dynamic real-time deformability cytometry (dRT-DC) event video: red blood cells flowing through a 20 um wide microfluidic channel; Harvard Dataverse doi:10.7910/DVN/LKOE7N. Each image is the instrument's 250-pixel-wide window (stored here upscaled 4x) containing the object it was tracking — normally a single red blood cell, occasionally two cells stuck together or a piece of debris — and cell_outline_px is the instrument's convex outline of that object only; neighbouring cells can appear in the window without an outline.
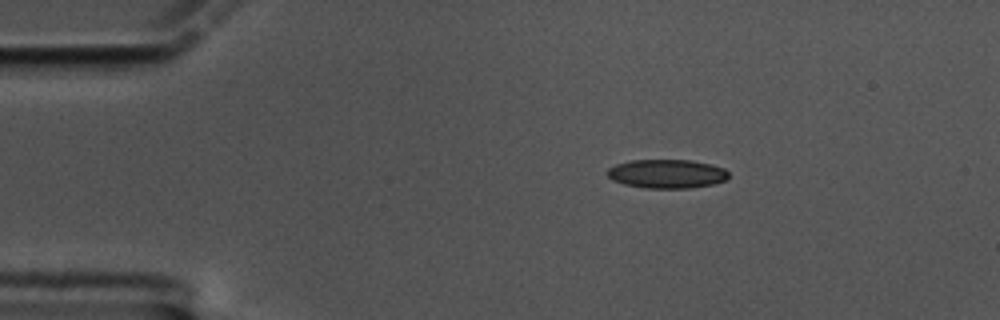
{"species": "common noctule bat (a hibernating species)", "species_latin": "Nyctalus noctula", "temperature_condition": "cold", "stored_images_in_passage": 16, "camera_frame_rate_fps": 3000, "um_per_image_px": 0.085, "animal": {"sex": "male", "body_mass_g": 17.5, "forearm_length_mm": 52.3}, "frame": {"image": 1, "passage_image": 1, "time_ms": 0.0, "image_size_px": [1000, 320], "cell_outline_px": [[728, 180], [712, 184], [688, 188], [644, 188], [624, 184], [612, 180], [608, 176], [608, 168], [616, 164], [632, 160], [692, 160], [724, 168], [728, 172]], "centroid_in_image_um": [56.68, 14.77], "position_along_channel_um": 28.3, "area_um2": 20.35}}
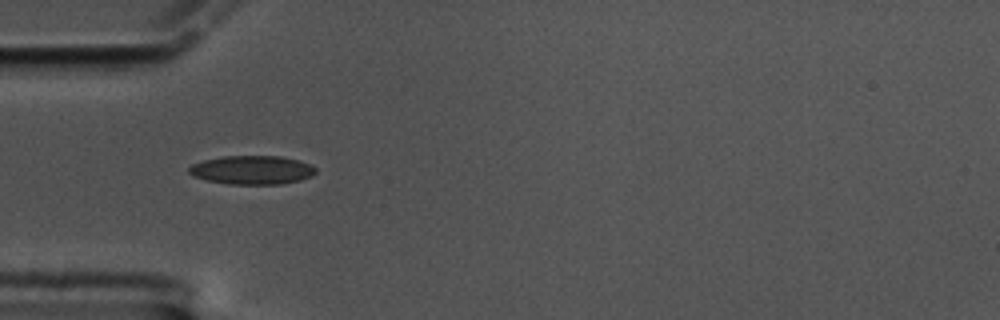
{"frame": {"image": 2, "passage_image": 9, "time_ms": 2.667, "image_size_px": [1000, 320], "cell_outline_px": [[316, 172], [312, 176], [300, 180], [280, 184], [228, 184], [208, 180], [192, 176], [188, 172], [188, 168], [192, 164], [204, 160], [224, 156], [280, 156], [300, 160], [316, 168]], "centroid_in_image_um": [21.42, 14.45], "position_along_channel_um": 63.6, "area_um2": 21.21}}